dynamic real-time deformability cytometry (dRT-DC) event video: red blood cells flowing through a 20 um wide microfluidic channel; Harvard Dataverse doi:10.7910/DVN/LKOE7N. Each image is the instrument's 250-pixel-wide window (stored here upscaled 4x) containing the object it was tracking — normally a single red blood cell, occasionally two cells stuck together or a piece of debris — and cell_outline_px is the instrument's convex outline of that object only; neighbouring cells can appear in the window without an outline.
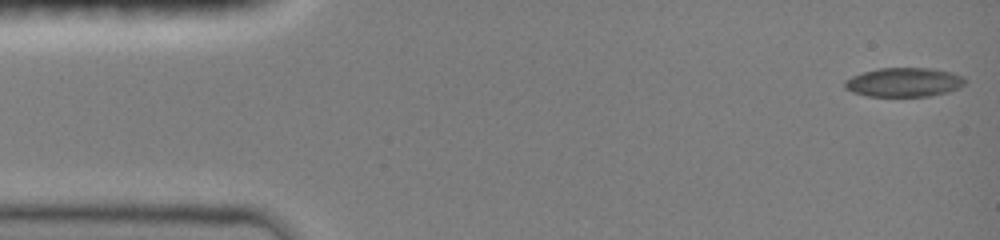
{"species": "common noctule bat (a hibernating species)", "species_latin": "Nyctalus noctula", "temperature_condition": "room temperature", "stored_images_in_passage": 47, "camera_frame_rate_fps": 3000, "um_per_image_px": 0.085, "animal": {"sex": "female", "body_mass_g": 19.0, "forearm_length_mm": 51.5}, "frame": {"image": 1, "passage_image": 1, "time_ms": 0.0, "image_size_px": [1000, 240], "cell_outline_px": [[968, 80], [960, 88], [948, 92], [928, 96], [868, 96], [852, 92], [844, 88], [844, 80], [852, 76], [864, 72], [880, 68], [932, 68], [952, 72]], "centroid_in_image_um": [76.85, 6.99], "position_along_channel_um": 8.2, "area_um2": 20.46}}
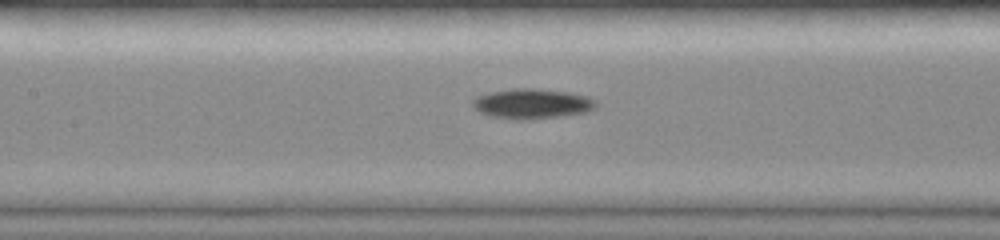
{"frame": {"image": 2, "passage_image": 21, "time_ms": 6.667, "image_size_px": [1000, 240], "cell_outline_px": [[596, 108], [584, 112], [560, 116], [532, 120], [516, 120], [492, 116], [480, 112], [472, 104], [472, 100], [476, 96], [488, 92], [512, 88], [532, 88], [568, 92], [588, 96], [596, 100]], "centroid_in_image_um": [45.21, 8.81], "position_along_channel_um": 162.2, "area_um2": 21.68}}
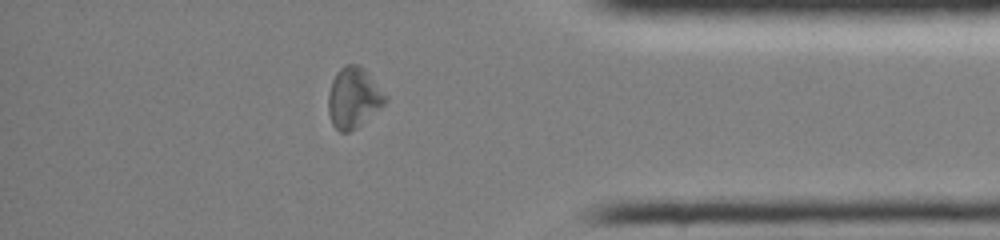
{"frame": {"image": 3, "passage_image": 40, "time_ms": 13.0, "image_size_px": [1000, 240], "cell_outline_px": [[388, 100], [380, 108], [356, 128], [348, 132], [340, 132], [332, 124], [328, 112], [328, 92], [332, 80], [336, 72], [344, 64], [360, 64], [364, 68], [388, 96]], "centroid_in_image_um": [30.05, 8.28], "position_along_channel_um": 405.2, "area_um2": 20.29}, "authors_computed_cell_mechanics": {"area_um2": 19.8254, "velocity_mm_per_s": 4.0431, "shape_relaxation_time_tau1_ms": 3.7234, "shape_relaxation_time_tau2_ms": null, "deformation_change_tau1": 0.1361, "deformation_change_tau2": null}}